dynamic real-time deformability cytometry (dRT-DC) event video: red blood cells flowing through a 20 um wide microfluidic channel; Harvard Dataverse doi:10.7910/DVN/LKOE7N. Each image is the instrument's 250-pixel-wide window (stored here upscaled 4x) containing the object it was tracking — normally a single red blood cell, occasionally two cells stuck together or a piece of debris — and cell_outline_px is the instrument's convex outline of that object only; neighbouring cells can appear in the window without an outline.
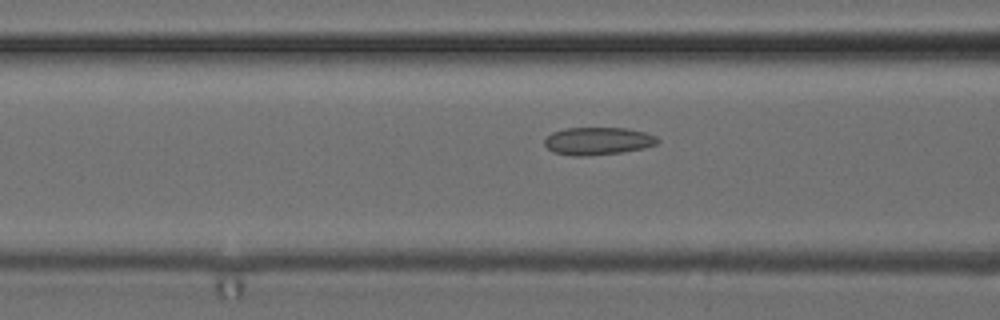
{"species": "common noctule bat (a hibernating species)", "species_latin": "Nyctalus noctula", "temperature_condition": "cold", "stored_images_in_passage": 6, "camera_frame_rate_fps": 3000, "um_per_image_px": 0.085, "animal": {"sex": "female", "body_mass_g": 24.6, "forearm_length_mm": 56.2}, "frame": {"image": 1, "passage_image": 4, "time_ms": 1.0, "image_size_px": [1000, 320], "cell_outline_px": [[660, 140], [656, 144], [644, 148], [624, 152], [588, 156], [572, 156], [552, 152], [544, 144], [544, 140], [552, 132], [568, 128], [628, 128], [644, 132], [656, 136]], "centroid_in_image_um": [50.82, 12.0], "position_along_channel_um": 115.8, "area_um2": 18.32}}